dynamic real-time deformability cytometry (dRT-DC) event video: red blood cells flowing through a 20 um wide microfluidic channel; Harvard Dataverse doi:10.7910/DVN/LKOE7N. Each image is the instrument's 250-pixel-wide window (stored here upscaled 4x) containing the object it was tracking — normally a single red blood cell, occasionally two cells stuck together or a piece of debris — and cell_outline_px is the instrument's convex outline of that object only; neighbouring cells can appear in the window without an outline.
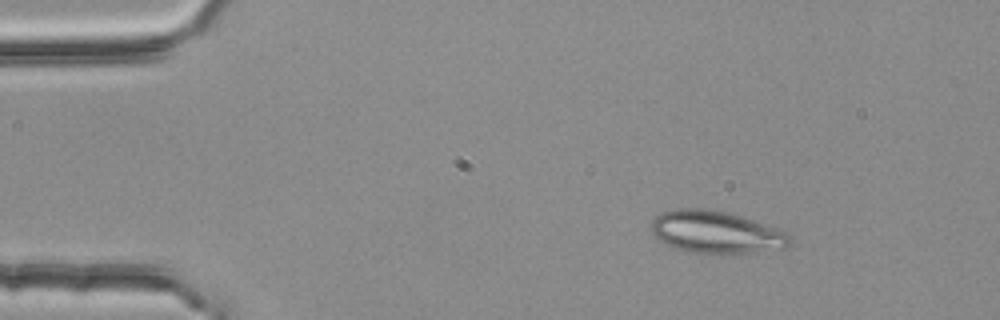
{"species": "common noctule bat (a hibernating species)", "species_latin": "Nyctalus noctula", "temperature_condition": "room temperature", "stored_images_in_passage": 3, "camera_frame_rate_fps": 3000, "um_per_image_px": 0.085, "animal": {"sex": "female", "body_mass_g": 25.1}, "frame": {"image": 1, "passage_image": 1, "time_ms": 0.0, "image_size_px": [1000, 320], "cell_outline_px": [[792, 240], [784, 248], [756, 252], [692, 252], [676, 248], [660, 240], [652, 232], [652, 220], [660, 212], [676, 208], [708, 208], [728, 212], [768, 224], [788, 232], [792, 236]], "centroid_in_image_um": [60.9, 19.69], "position_along_channel_um": 24.1, "area_um2": 34.04}}